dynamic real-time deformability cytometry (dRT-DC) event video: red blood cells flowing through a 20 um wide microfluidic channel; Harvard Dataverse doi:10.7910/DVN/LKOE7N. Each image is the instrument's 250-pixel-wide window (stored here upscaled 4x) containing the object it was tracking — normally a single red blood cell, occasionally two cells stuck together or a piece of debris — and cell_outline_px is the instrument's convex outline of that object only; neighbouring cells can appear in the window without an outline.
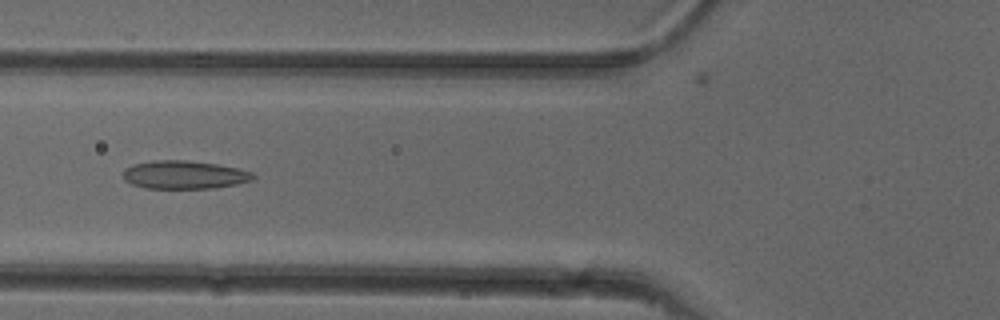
{"species": "common noctule bat (a hibernating species)", "species_latin": "Nyctalus noctula", "temperature_condition": "cold", "stored_images_in_passage": 40, "camera_frame_rate_fps": 3000, "um_per_image_px": 0.085, "animal": {"sex": "female"}, "frame": {"image": 1, "passage_image": 7, "time_ms": 2.0, "image_size_px": [1000, 320], "cell_outline_px": [[256, 176], [252, 180], [236, 184], [216, 188], [144, 188], [132, 184], [124, 180], [124, 168], [132, 164], [152, 160], [184, 160], [216, 164], [236, 168], [252, 172]], "centroid_in_image_um": [15.64, 14.85], "position_along_channel_um": 110.2, "area_um2": 21.39}}
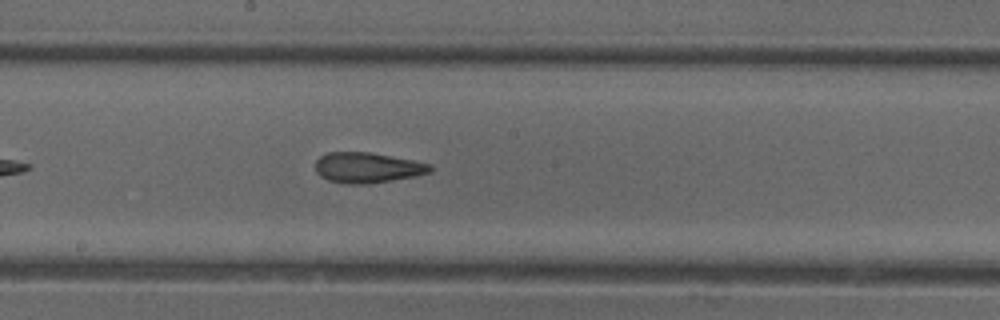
{"frame": {"image": 2, "passage_image": 15, "time_ms": 4.667, "image_size_px": [1000, 320], "cell_outline_px": [[432, 172], [416, 176], [368, 184], [348, 184], [328, 180], [320, 176], [316, 172], [316, 160], [320, 156], [328, 152], [368, 152], [412, 160], [432, 164]], "centroid_in_image_um": [31.23, 14.25], "position_along_channel_um": 217.0, "area_um2": 20.35}}
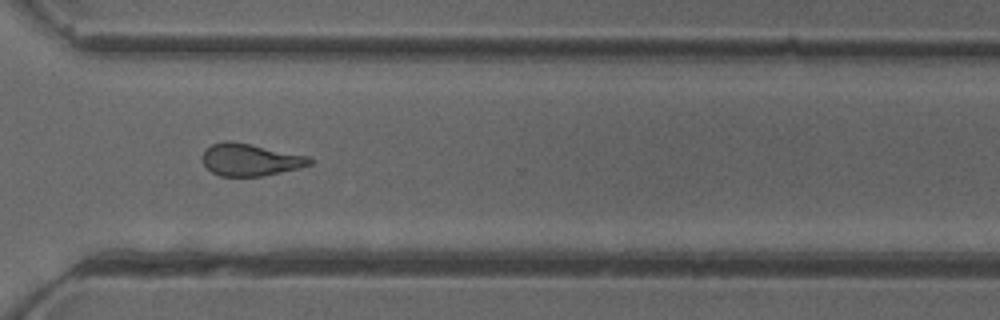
{"frame": {"image": 3, "passage_image": 25, "time_ms": 8.0, "image_size_px": [1000, 320], "cell_outline_px": [[316, 160], [312, 164], [300, 168], [260, 176], [220, 176], [212, 172], [204, 164], [200, 156], [212, 144], [224, 140], [232, 140], [308, 156]], "centroid_in_image_um": [21.28, 13.57], "position_along_channel_um": 349.3, "area_um2": 20.23}, "authors_computed_cell_mechanics": {"area_um2": 20.3167, "velocity_mm_per_s": 3.9894, "shape_relaxation_time_tau1_ms": 10.8192, "shape_relaxation_time_tau2_ms": 2.2193, "deformation_change_tau1": 0.2442, "deformation_change_tau2": 0.1136}}